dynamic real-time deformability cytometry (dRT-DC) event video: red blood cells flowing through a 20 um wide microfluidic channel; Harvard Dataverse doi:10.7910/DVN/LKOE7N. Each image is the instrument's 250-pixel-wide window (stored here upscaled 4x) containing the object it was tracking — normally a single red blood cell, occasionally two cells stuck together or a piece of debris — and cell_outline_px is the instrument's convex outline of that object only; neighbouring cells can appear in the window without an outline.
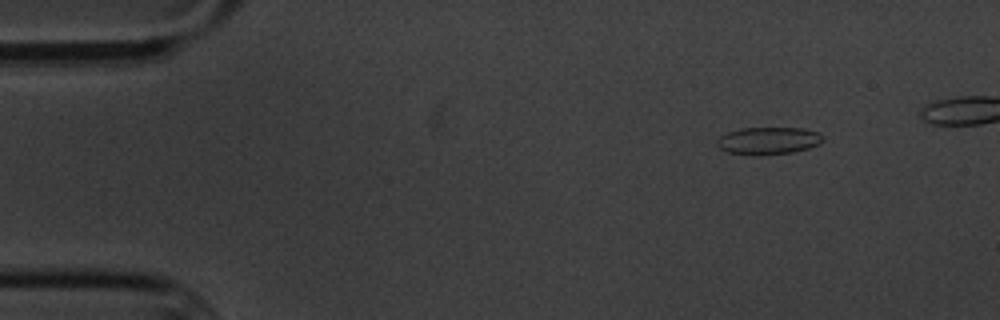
{"species": "common noctule bat (a hibernating species)", "species_latin": "Nyctalus noctula", "temperature_condition": "cold", "stored_images_in_passage": 5, "camera_frame_rate_fps": 3000, "um_per_image_px": 0.085, "animal": {"sex": "male", "body_mass_g": 20.1, "forearm_length_mm": 53.5}, "frame": {"image": 1, "passage_image": 5, "time_ms": 5.667, "image_size_px": [1000, 320], "cell_outline_px": [[824, 140], [820, 144], [808, 148], [792, 152], [756, 156], [728, 152], [720, 148], [716, 144], [716, 140], [720, 136], [728, 132], [740, 128], [804, 128], [820, 132], [824, 136]], "centroid_in_image_um": [65.33, 11.96], "position_along_channel_um": 19.7, "area_um2": 17.11}}